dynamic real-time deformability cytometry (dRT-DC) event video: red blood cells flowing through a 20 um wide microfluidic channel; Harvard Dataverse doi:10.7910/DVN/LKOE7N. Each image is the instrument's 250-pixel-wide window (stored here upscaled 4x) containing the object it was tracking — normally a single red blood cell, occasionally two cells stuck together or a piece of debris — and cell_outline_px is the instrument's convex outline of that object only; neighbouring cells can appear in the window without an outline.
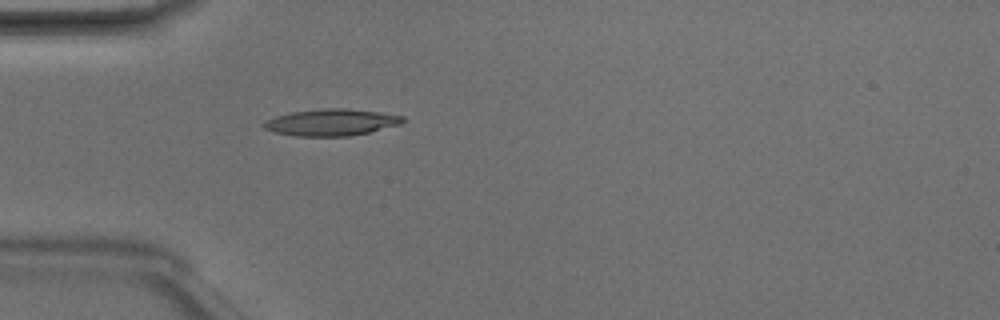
{"species": "Egyptian fruit bat (a non-hibernating species)", "species_latin": "Rousettus aegyptiacus", "temperature_condition": "room temperature", "stored_images_in_passage": 5, "camera_frame_rate_fps": 3000, "um_per_image_px": 0.085, "animal": {"sex": "male"}, "frame": {"image": 1, "passage_image": 5, "time_ms": 1.333, "image_size_px": [1000, 320], "cell_outline_px": [[404, 120], [400, 124], [368, 132], [348, 136], [296, 136], [276, 132], [264, 128], [260, 124], [264, 120], [276, 116], [292, 112], [324, 108], [344, 108], [376, 112], [404, 116]], "centroid_in_image_um": [28.11, 10.4], "position_along_channel_um": 56.9, "area_um2": 21.39}}